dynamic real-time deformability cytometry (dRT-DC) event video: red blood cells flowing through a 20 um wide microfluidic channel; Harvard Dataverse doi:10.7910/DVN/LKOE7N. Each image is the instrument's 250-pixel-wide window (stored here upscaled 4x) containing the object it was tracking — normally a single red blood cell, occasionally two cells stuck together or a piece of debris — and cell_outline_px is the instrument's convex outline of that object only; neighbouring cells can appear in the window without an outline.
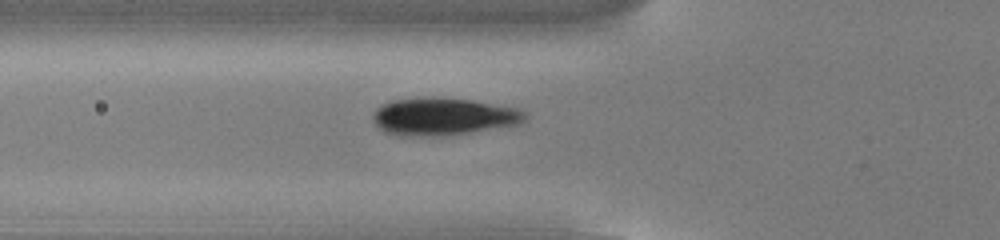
{"species": "common noctule bat (a hibernating species)", "species_latin": "Nyctalus noctula", "temperature_condition": "cold", "stored_images_in_passage": 37, "camera_frame_rate_fps": 3000, "um_per_image_px": 0.085, "animal": {"sex": "male", "body_mass_g": 13.0, "forearm_length_mm": 53.1}, "frame": {"image": 1, "passage_image": 3, "time_ms": 0.667, "image_size_px": [1000, 240], "cell_outline_px": [[528, 116], [520, 124], [468, 132], [440, 136], [396, 136], [384, 132], [372, 120], [372, 116], [376, 108], [392, 100], [424, 96], [432, 96], [472, 100], [520, 108], [528, 112]], "centroid_in_image_um": [37.68, 9.89], "position_along_channel_um": 88.1, "area_um2": 33.7}}
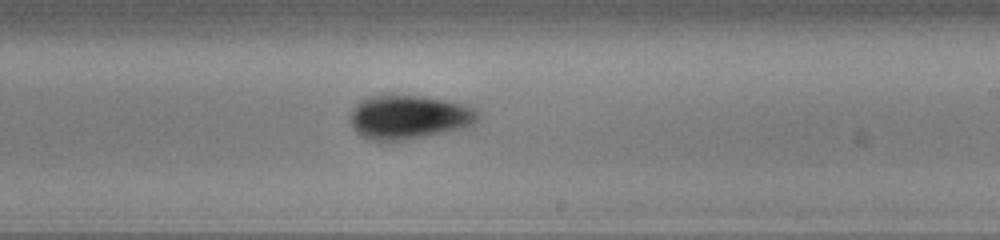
{"frame": {"image": 2, "passage_image": 16, "time_ms": 5.0, "image_size_px": [1000, 240], "cell_outline_px": [[480, 116], [472, 124], [460, 128], [444, 132], [408, 140], [380, 144], [368, 140], [360, 136], [352, 128], [348, 120], [348, 116], [352, 108], [360, 100], [368, 96], [420, 96], [468, 104], [476, 108], [480, 112]], "centroid_in_image_um": [34.68, 9.99], "position_along_channel_um": 254.3, "area_um2": 33.52}}
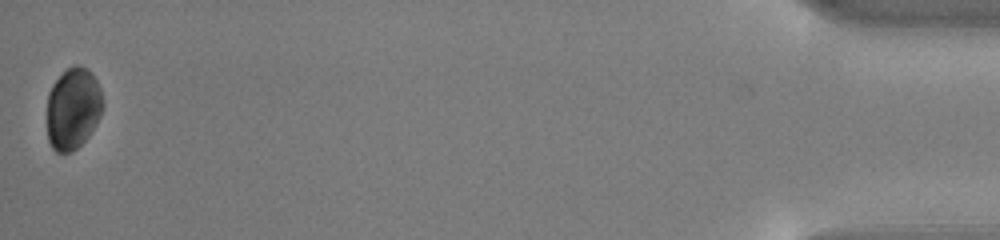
{"frame": {"image": 3, "passage_image": 37, "time_ms": 12.0, "image_size_px": [1000, 240], "cell_outline_px": [[104, 104], [100, 116], [96, 124], [88, 136], [72, 152], [56, 152], [52, 148], [48, 140], [48, 92], [52, 84], [68, 68], [76, 64], [88, 68], [92, 72], [100, 88], [104, 100]], "centroid_in_image_um": [6.22, 9.21], "position_along_channel_um": 429.0, "area_um2": 26.65}}